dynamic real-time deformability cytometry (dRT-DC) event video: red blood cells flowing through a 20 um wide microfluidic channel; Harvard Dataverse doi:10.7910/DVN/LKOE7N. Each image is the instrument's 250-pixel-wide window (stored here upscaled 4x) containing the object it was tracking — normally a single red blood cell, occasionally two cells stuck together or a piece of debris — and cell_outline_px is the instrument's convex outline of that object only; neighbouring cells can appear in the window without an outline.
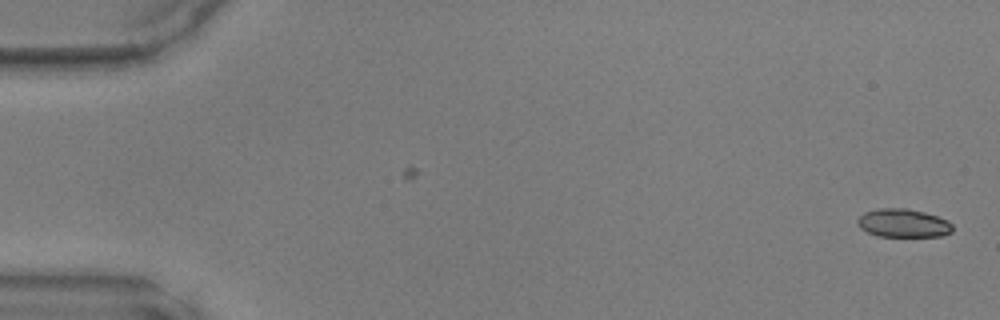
{"species": "common noctule bat (a hibernating species)", "species_latin": "Nyctalus noctula", "temperature_condition": "warm", "stored_images_in_passage": 48, "camera_frame_rate_fps": 3000, "um_per_image_px": 0.085, "animal": {"sex": "male", "body_mass_g": 17.9, "forearm_length_mm": 54.2}, "frame": {"image": 1, "passage_image": 1, "time_ms": 0.0, "image_size_px": [1000, 320], "cell_outline_px": [[952, 232], [944, 236], [876, 236], [860, 228], [856, 224], [856, 220], [864, 212], [876, 208], [908, 208], [924, 212], [948, 220], [952, 224]], "centroid_in_image_um": [76.75, 18.96], "position_along_channel_um": 8.2, "area_um2": 15.9}}
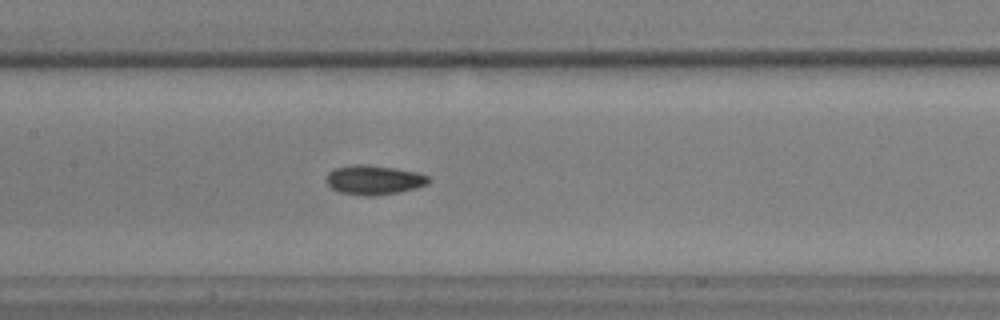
{"frame": {"image": 2, "passage_image": 23, "time_ms": 7.333, "image_size_px": [1000, 320], "cell_outline_px": [[432, 180], [428, 184], [416, 188], [396, 192], [372, 196], [364, 196], [340, 192], [332, 188], [328, 184], [328, 172], [336, 168], [352, 164], [364, 164], [392, 168], [416, 172], [428, 176]], "centroid_in_image_um": [31.8, 15.29], "position_along_channel_um": 175.6, "area_um2": 17.28}}
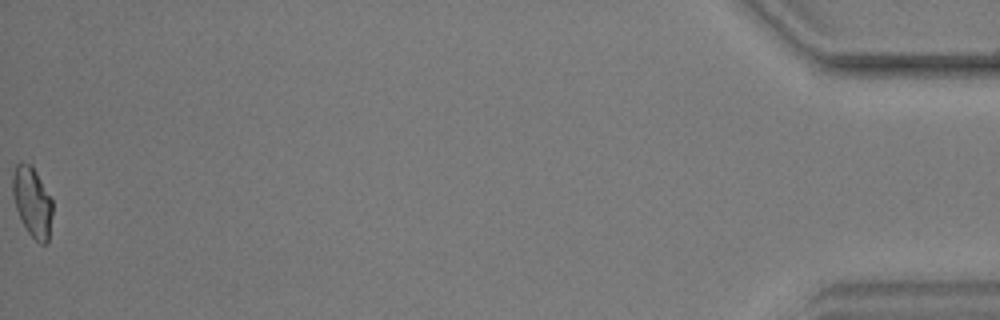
{"frame": {"image": 3, "passage_image": 48, "time_ms": 15.667, "image_size_px": [1000, 320], "cell_outline_px": [[52, 216], [48, 244], [40, 244], [28, 232], [20, 220], [16, 208], [12, 192], [12, 176], [16, 164], [20, 160], [32, 164], [52, 200]], "centroid_in_image_um": [2.74, 17.15], "position_along_channel_um": 432.5, "area_um2": 16.47}}